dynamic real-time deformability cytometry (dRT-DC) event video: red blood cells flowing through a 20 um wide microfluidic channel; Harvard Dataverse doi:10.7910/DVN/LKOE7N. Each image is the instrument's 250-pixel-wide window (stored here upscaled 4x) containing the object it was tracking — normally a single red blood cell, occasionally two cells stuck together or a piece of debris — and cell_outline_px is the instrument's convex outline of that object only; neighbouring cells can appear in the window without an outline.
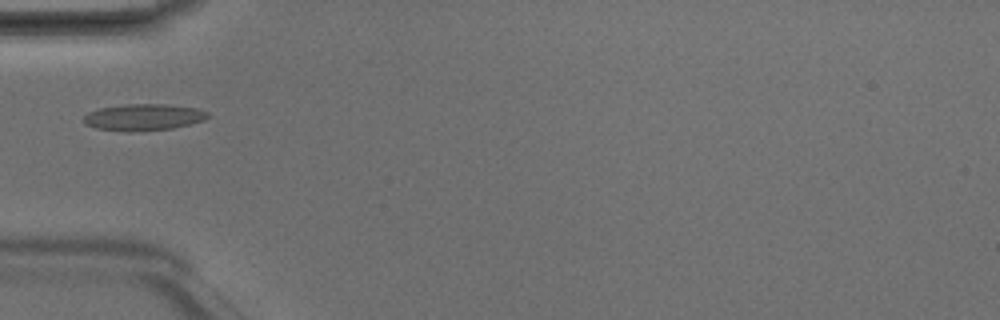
{"species": "Egyptian fruit bat (a non-hibernating species)", "species_latin": "Rousettus aegyptiacus", "temperature_condition": "room temperature", "stored_images_in_passage": 6, "camera_frame_rate_fps": 3000, "um_per_image_px": 0.085, "animal": {"sex": "male"}, "frame": {"image": 1, "passage_image": 4, "time_ms": 1.0, "image_size_px": [1000, 320], "cell_outline_px": [[208, 116], [204, 120], [172, 128], [132, 132], [124, 132], [96, 128], [84, 124], [84, 116], [88, 112], [100, 108], [128, 104], [168, 104], [196, 108], [208, 112]], "centroid_in_image_um": [12.17, 9.97], "position_along_channel_um": 72.8, "area_um2": 19.19}}